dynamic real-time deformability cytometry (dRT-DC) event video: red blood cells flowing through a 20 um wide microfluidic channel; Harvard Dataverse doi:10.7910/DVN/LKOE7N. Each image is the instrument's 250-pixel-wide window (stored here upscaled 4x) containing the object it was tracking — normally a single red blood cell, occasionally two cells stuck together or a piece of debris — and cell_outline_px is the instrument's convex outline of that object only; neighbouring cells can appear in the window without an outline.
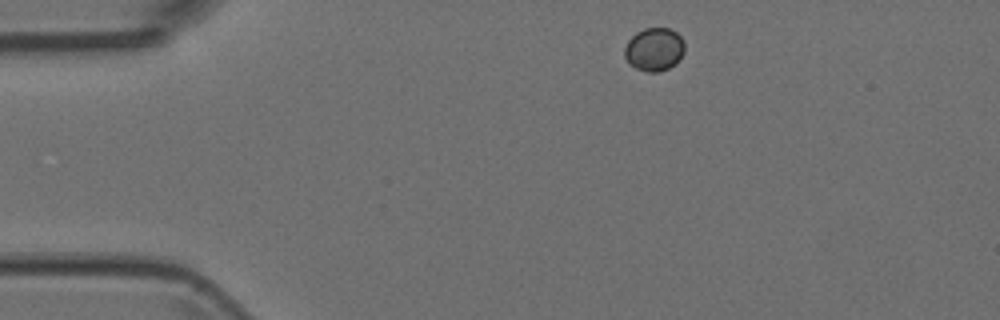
{"species": "Egyptian fruit bat (a non-hibernating species)", "species_latin": "Rousettus aegyptiacus", "temperature_condition": "room temperature", "stored_images_in_passage": 5, "camera_frame_rate_fps": 3000, "um_per_image_px": 0.085, "animal": {"sex": "female"}, "frame": {"image": 1, "passage_image": 1, "time_ms": 0.0, "image_size_px": [1000, 320], "cell_outline_px": [[684, 52], [668, 68], [656, 72], [648, 72], [636, 68], [628, 64], [624, 56], [624, 48], [628, 40], [636, 32], [644, 28], [668, 28], [676, 32], [684, 40]], "centroid_in_image_um": [55.57, 4.18], "position_along_channel_um": 29.4, "area_um2": 15.03}}
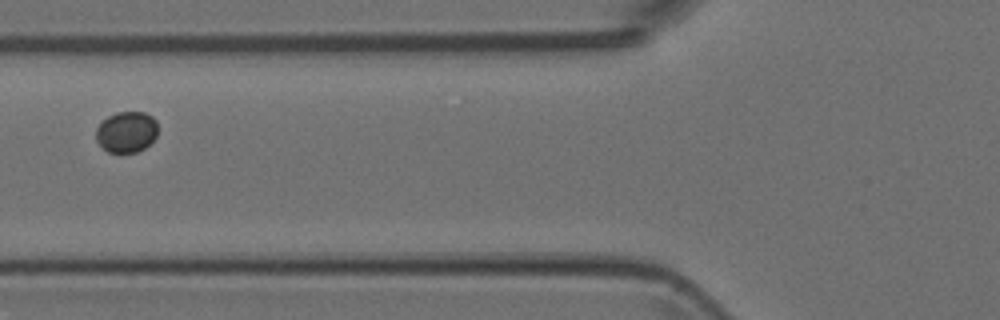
{"frame": {"image": 2, "passage_image": 4, "time_ms": 1.0, "image_size_px": [1000, 320], "cell_outline_px": [[156, 136], [144, 148], [136, 152], [108, 152], [96, 140], [96, 128], [108, 116], [116, 112], [144, 112], [152, 116], [156, 120]], "centroid_in_image_um": [10.74, 11.2], "position_along_channel_um": 115.1, "area_um2": 14.57}}
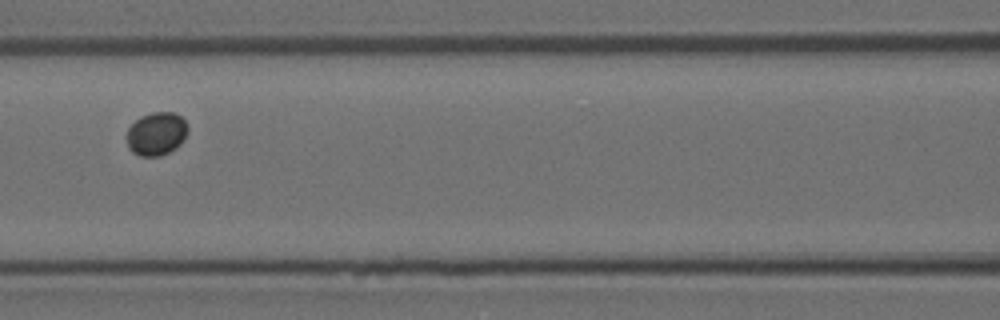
{"frame": {"image": 3, "passage_image": 5, "time_ms": 1.333, "image_size_px": [1000, 320], "cell_outline_px": [[188, 128], [180, 144], [176, 148], [160, 156], [140, 156], [132, 152], [128, 148], [124, 136], [128, 128], [140, 116], [152, 112], [176, 112], [188, 124]], "centroid_in_image_um": [13.25, 11.36], "position_along_channel_um": 153.4, "area_um2": 15.61}}